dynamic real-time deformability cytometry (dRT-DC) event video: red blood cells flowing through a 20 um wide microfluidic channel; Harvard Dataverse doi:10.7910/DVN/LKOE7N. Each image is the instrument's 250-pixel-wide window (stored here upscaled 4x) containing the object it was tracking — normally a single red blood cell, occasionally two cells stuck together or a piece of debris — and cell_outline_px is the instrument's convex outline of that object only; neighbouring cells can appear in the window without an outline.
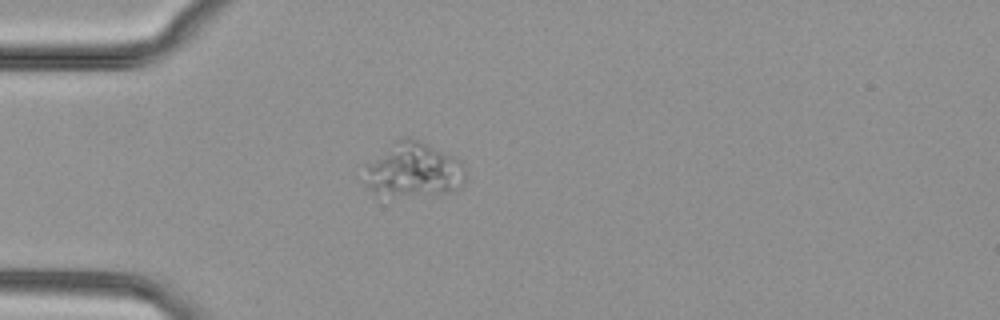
{"species": "common noctule bat (a hibernating species)", "species_latin": "Nyctalus noctula", "temperature_condition": "cold", "stored_images_in_passage": 1, "camera_frame_rate_fps": 3000, "um_per_image_px": 0.085, "animal": {"sex": "female", "body_mass_g": 29.2, "forearm_length_mm": 56.3}, "frame": {"image": 1, "passage_image": 1, "time_ms": 0.0, "image_size_px": [1000, 320], "cell_outline_px": [[468, 180], [460, 188], [448, 192], [392, 196], [376, 196], [364, 184], [364, 164], [392, 140], [400, 136], [412, 136], [460, 160], [468, 172]], "centroid_in_image_um": [35.1, 14.42], "position_along_channel_um": 49.9, "area_um2": 33.29}}